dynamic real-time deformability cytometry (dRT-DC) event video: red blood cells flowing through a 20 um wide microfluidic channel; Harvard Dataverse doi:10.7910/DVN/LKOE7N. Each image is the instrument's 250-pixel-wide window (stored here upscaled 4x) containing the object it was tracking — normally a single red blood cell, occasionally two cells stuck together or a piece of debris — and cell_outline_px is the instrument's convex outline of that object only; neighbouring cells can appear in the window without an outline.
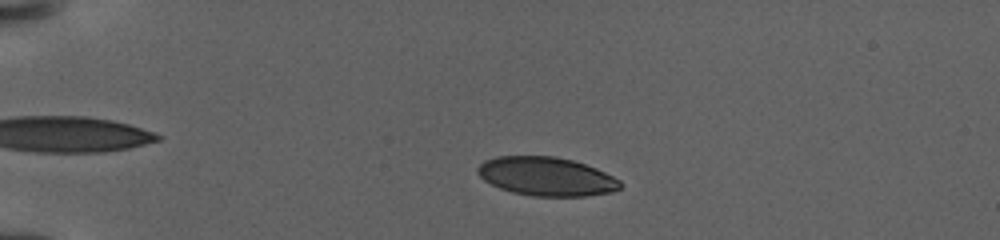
{"species": "human", "species_latin": "Homo sapiens", "temperature_condition": "warm", "stored_images_in_passage": 81, "camera_frame_rate_fps": 3000, "um_per_image_px": 0.085, "donor": {"sex": "female"}, "frame": {"image": 1, "passage_image": 23, "time_ms": 4.333, "image_size_px": [1000, 240], "cell_outline_px": [[624, 184], [620, 188], [612, 192], [584, 196], [532, 196], [512, 192], [500, 188], [484, 180], [476, 172], [476, 168], [484, 160], [496, 156], [556, 156], [572, 160], [596, 168], [620, 180]], "centroid_in_image_um": [46.43, 14.99], "position_along_channel_um": 38.6, "area_um2": 32.25}}
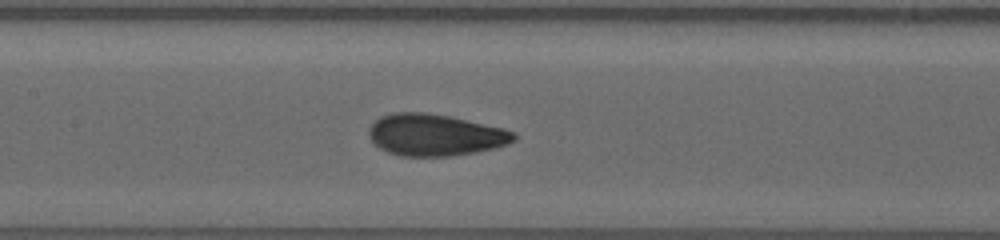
{"frame": {"image": 2, "passage_image": 52, "time_ms": 11.0, "image_size_px": [1000, 240], "cell_outline_px": [[516, 140], [508, 144], [476, 152], [452, 156], [400, 156], [388, 152], [372, 144], [368, 136], [368, 132], [372, 124], [380, 116], [396, 112], [424, 112], [448, 116], [504, 128], [512, 132], [516, 136]], "centroid_in_image_um": [36.94, 11.47], "position_along_channel_um": 170.5, "area_um2": 35.26}}
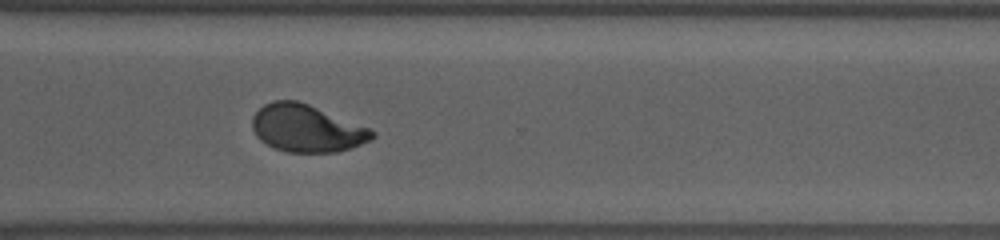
{"frame": {"image": 3, "passage_image": 80, "time_ms": 17.0, "image_size_px": [1000, 240], "cell_outline_px": [[376, 136], [352, 148], [336, 152], [288, 152], [276, 148], [260, 140], [256, 136], [252, 128], [252, 116], [264, 104], [272, 100], [296, 100], [308, 104], [372, 128], [376, 132]], "centroid_in_image_um": [26.08, 10.9], "position_along_channel_um": 344.5, "area_um2": 33.12}}